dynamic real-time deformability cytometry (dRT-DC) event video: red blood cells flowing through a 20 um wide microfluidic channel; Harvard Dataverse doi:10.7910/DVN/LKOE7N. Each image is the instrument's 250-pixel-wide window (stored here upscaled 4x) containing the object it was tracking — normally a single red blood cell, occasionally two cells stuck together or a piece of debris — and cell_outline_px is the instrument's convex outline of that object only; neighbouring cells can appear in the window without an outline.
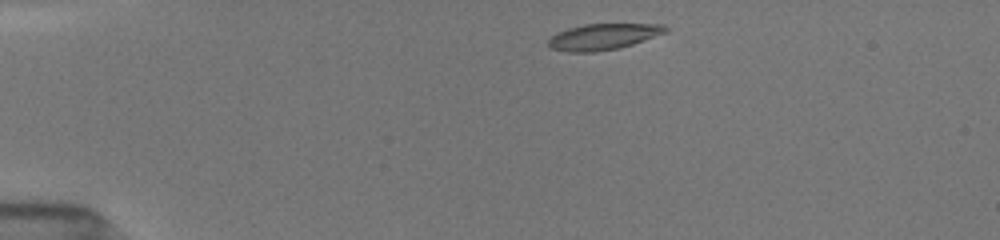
{"species": "common noctule bat (a hibernating species)", "species_latin": "Nyctalus noctula", "temperature_condition": "room temperature", "stored_images_in_passage": 23, "camera_frame_rate_fps": 3000, "um_per_image_px": 0.085, "animal": {"sex": "female", "body_mass_g": 19.5, "forearm_length_mm": 54.1}, "frame": {"image": 1, "passage_image": 1, "time_ms": 0.0, "image_size_px": [1000, 240], "cell_outline_px": [[668, 32], [620, 48], [596, 52], [568, 52], [548, 48], [548, 40], [556, 32], [568, 28], [584, 24], [664, 24], [668, 28]], "centroid_in_image_um": [51.25, 3.12], "position_along_channel_um": 33.7, "area_um2": 17.98}}
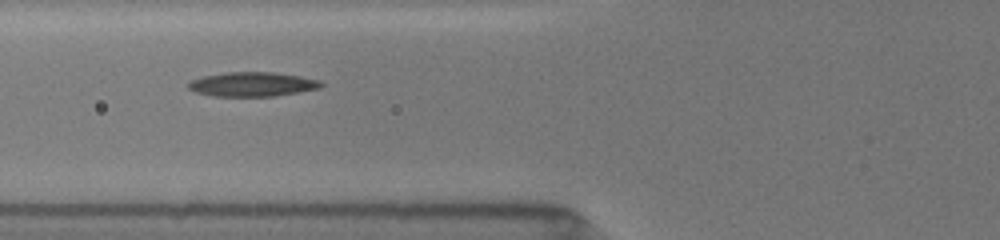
{"frame": {"image": 2, "passage_image": 11, "time_ms": 3.333, "image_size_px": [1000, 240], "cell_outline_px": [[324, 84], [320, 88], [276, 96], [212, 96], [196, 92], [188, 88], [188, 80], [204, 76], [224, 72], [272, 72], [300, 76], [320, 80]], "centroid_in_image_um": [21.43, 7.16], "position_along_channel_um": 104.4, "area_um2": 18.9}}
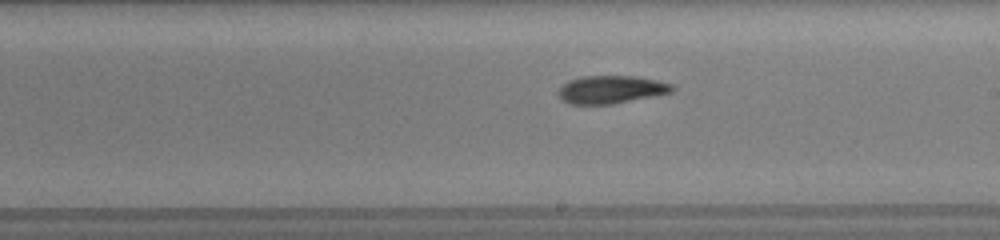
{"frame": {"image": 3, "passage_image": 21, "time_ms": 6.667, "image_size_px": [1000, 240], "cell_outline_px": [[676, 88], [672, 92], [612, 104], [568, 104], [560, 100], [556, 92], [568, 80], [584, 76], [632, 76], [656, 80], [672, 84]], "centroid_in_image_um": [51.89, 7.61], "position_along_channel_um": 237.1, "area_um2": 18.5}}